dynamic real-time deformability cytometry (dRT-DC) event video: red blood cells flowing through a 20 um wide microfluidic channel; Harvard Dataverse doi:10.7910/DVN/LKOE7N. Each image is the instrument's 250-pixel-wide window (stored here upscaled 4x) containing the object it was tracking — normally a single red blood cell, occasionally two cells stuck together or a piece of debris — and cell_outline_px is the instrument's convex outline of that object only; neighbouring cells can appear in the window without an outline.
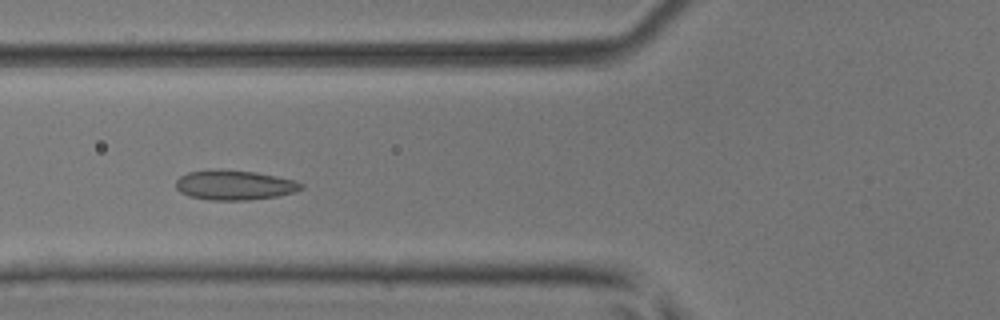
{"species": "common noctule bat (a hibernating species)", "species_latin": "Nyctalus noctula", "temperature_condition": "room temperature", "stored_images_in_passage": 6, "camera_frame_rate_fps": 3000, "um_per_image_px": 0.085, "animal": {"sex": "male", "body_mass_g": 17.9, "forearm_length_mm": 54.2}, "frame": {"image": 1, "passage_image": 4, "time_ms": 1.0, "image_size_px": [1000, 320], "cell_outline_px": [[304, 188], [296, 192], [276, 196], [248, 200], [208, 200], [188, 196], [180, 192], [176, 188], [176, 180], [180, 176], [188, 172], [220, 168], [256, 172], [296, 180], [304, 184]], "centroid_in_image_um": [19.93, 15.72], "position_along_channel_um": 105.9, "area_um2": 22.08}}
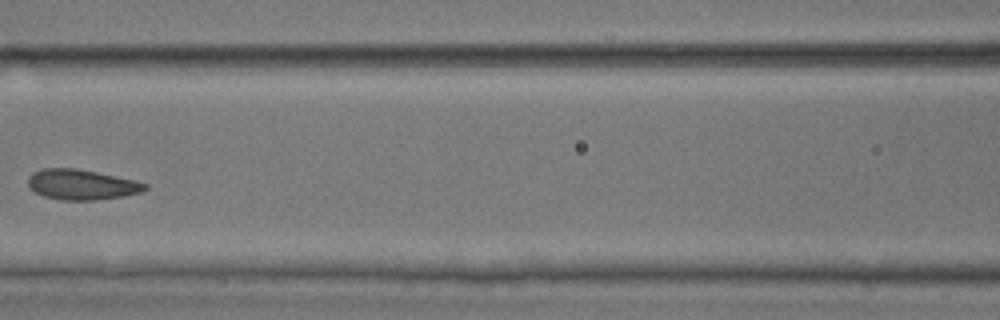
{"frame": {"image": 2, "passage_image": 5, "time_ms": 1.333, "image_size_px": [1000, 320], "cell_outline_px": [[148, 188], [140, 192], [120, 196], [96, 200], [60, 200], [44, 196], [28, 188], [28, 176], [32, 172], [40, 168], [76, 168], [136, 180], [148, 184]], "centroid_in_image_um": [6.89, 15.68], "position_along_channel_um": 159.7, "area_um2": 20.69}}